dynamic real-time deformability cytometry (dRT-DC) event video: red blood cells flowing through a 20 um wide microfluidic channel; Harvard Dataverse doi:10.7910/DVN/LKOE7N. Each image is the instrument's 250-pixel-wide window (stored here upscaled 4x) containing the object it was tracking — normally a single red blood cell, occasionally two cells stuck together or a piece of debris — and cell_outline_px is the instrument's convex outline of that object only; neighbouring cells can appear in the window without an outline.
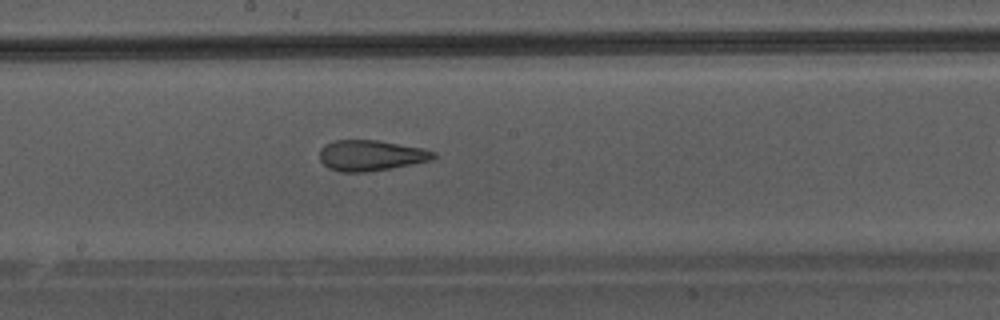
{"species": "Egyptian fruit bat (a non-hibernating species)", "species_latin": "Rousettus aegyptiacus", "temperature_condition": "warm", "stored_images_in_passage": 28, "camera_frame_rate_fps": 3000, "um_per_image_px": 0.085, "animal": {"sex": "male"}, "frame": {"image": 1, "passage_image": 16, "time_ms": 5.0, "image_size_px": [1000, 320], "cell_outline_px": [[436, 156], [432, 160], [392, 168], [364, 172], [340, 172], [328, 168], [320, 160], [320, 148], [324, 144], [336, 140], [376, 140], [424, 148], [436, 152]], "centroid_in_image_um": [31.52, 13.21], "position_along_channel_um": 216.7, "area_um2": 20.46}}